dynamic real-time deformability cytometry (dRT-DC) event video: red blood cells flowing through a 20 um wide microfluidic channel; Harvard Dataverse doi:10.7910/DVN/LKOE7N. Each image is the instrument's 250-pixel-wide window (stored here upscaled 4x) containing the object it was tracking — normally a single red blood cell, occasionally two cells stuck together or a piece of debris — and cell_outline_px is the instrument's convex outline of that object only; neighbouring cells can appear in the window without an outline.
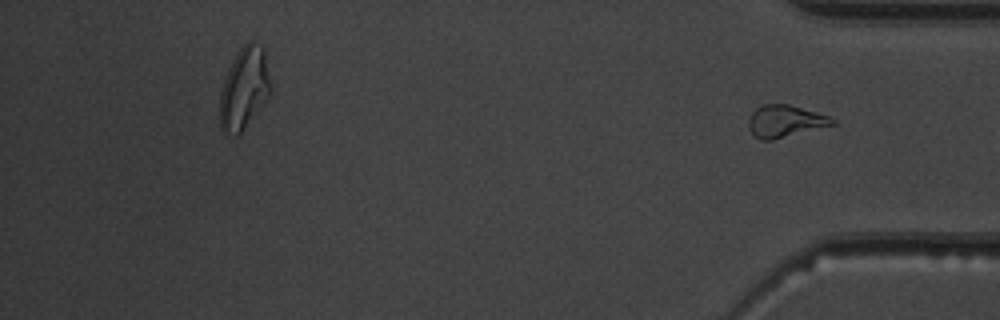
{"species": "common noctule bat (a hibernating species)", "species_latin": "Nyctalus noctula", "temperature_condition": "warm", "stored_images_in_passage": 34, "segment_of_instrument_passage": [2, 2], "camera_frame_rate_fps": 3000, "um_per_image_px": 0.085, "animal": {"sex": "male", "body_mass_g": 19.5, "forearm_length_mm": 54.6}, "frame": {"image": 1, "passage_image": 34, "time_ms": 11.0, "image_size_px": [1000, 320], "cell_outline_px": [[836, 124], [772, 140], [760, 140], [748, 128], [748, 120], [752, 112], [760, 104], [788, 104], [816, 112], [828, 116], [836, 120]], "centroid_in_image_um": [66.72, 10.29], "position_along_channel_um": 368.5, "area_um2": 15.61}}